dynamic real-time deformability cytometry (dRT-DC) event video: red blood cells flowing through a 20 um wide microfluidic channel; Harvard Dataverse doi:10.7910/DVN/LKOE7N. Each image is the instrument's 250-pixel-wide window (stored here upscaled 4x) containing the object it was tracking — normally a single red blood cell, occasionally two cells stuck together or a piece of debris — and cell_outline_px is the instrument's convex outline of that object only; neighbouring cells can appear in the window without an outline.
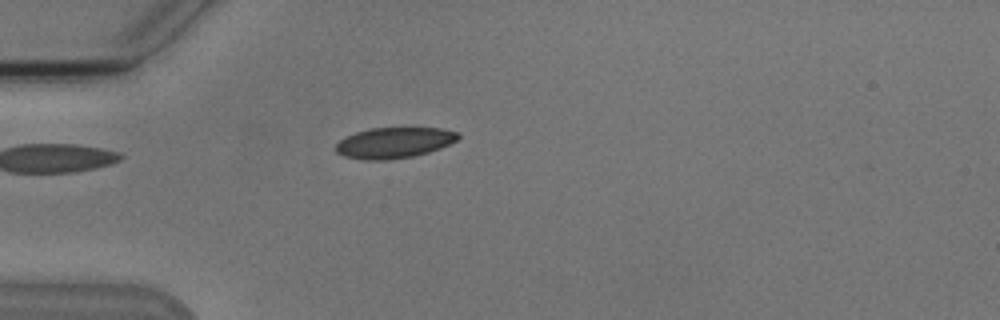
{"species": "Egyptian fruit bat (a non-hibernating species)", "species_latin": "Rousettus aegyptiacus", "temperature_condition": "cold", "stored_images_in_passage": 3, "camera_frame_rate_fps": 3000, "um_per_image_px": 0.085, "animal": {"sex": "male"}, "frame": {"image": 1, "passage_image": 3, "time_ms": 2.333, "image_size_px": [1000, 320], "cell_outline_px": [[460, 136], [456, 140], [440, 148], [428, 152], [412, 156], [388, 160], [364, 160], [344, 156], [336, 152], [336, 144], [340, 140], [356, 132], [368, 128], [440, 128], [460, 132]], "centroid_in_image_um": [33.5, 12.13], "position_along_channel_um": 51.5, "area_um2": 21.85}}